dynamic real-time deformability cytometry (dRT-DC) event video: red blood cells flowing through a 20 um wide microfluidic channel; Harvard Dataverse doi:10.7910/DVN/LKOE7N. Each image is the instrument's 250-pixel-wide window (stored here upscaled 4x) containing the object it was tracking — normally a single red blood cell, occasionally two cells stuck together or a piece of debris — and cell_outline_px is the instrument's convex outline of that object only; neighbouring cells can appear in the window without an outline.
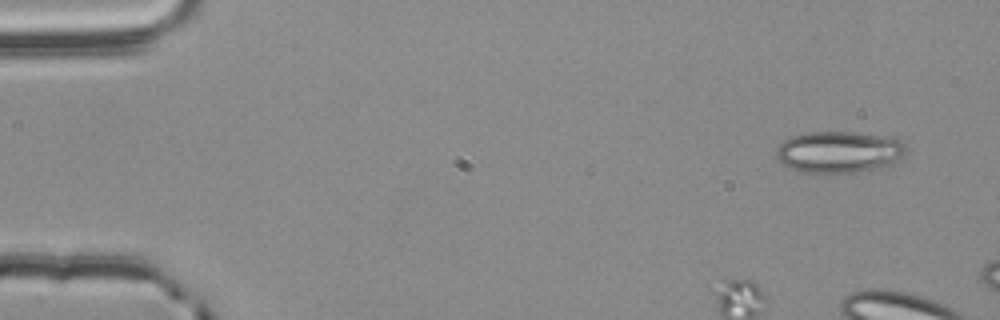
{"species": "common noctule bat (a hibernating species)", "species_latin": "Nyctalus noctula", "temperature_condition": "room temperature", "stored_images_in_passage": 3, "camera_frame_rate_fps": 3000, "um_per_image_px": 0.085, "animal": {"sex": "male", "body_mass_g": 20.4}, "frame": {"image": 1, "passage_image": 1, "time_ms": 0.0, "image_size_px": [1000, 320], "cell_outline_px": [[908, 152], [904, 156], [892, 164], [880, 168], [856, 172], [804, 172], [788, 168], [776, 156], [776, 148], [784, 140], [792, 136], [804, 132], [856, 132], [900, 140], [904, 144]], "centroid_in_image_um": [71.32, 12.92], "position_along_channel_um": 13.7, "area_um2": 31.39}}